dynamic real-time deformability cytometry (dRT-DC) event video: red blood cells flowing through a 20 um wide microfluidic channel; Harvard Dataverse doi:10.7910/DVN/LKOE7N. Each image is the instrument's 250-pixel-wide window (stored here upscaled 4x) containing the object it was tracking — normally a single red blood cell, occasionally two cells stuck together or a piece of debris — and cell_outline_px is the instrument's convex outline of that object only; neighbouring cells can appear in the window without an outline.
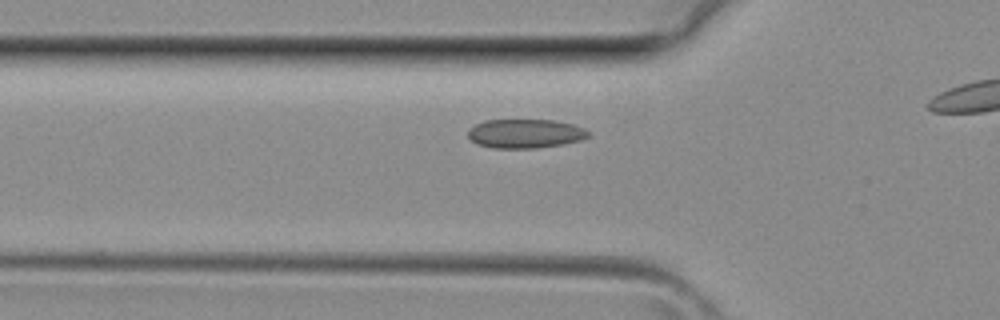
{"species": "common noctule bat (a hibernating species)", "species_latin": "Nyctalus noctula", "temperature_condition": "room temperature", "stored_images_in_passage": 8, "camera_frame_rate_fps": 3000, "um_per_image_px": 0.085, "animal": {"sex": "female", "body_mass_g": 29.2, "forearm_length_mm": 56.3}, "frame": {"image": 1, "passage_image": 4, "time_ms": 1.0, "image_size_px": [1000, 320], "cell_outline_px": [[588, 136], [580, 140], [564, 144], [536, 148], [492, 148], [476, 144], [468, 136], [468, 128], [484, 120], [552, 120], [572, 124], [584, 128], [588, 132]], "centroid_in_image_um": [44.6, 11.36], "position_along_channel_um": 81.2, "area_um2": 20.35}}
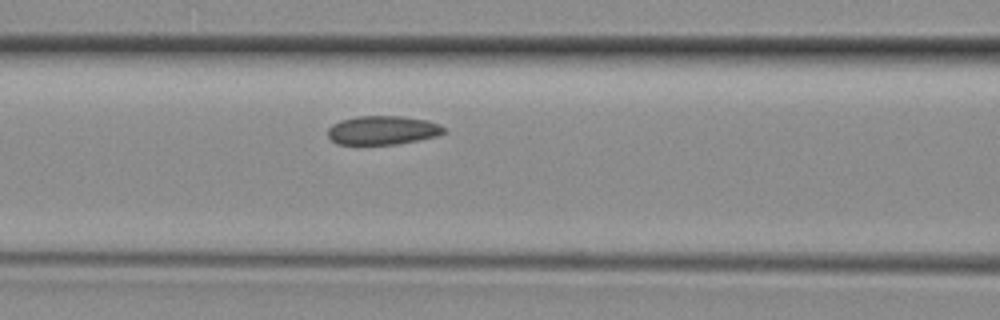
{"frame": {"image": 2, "passage_image": 7, "time_ms": 2.0, "image_size_px": [1000, 320], "cell_outline_px": [[448, 132], [436, 136], [396, 144], [336, 144], [328, 136], [328, 128], [332, 124], [340, 120], [356, 116], [404, 116], [428, 120], [440, 124]], "centroid_in_image_um": [32.53, 11.06], "position_along_channel_um": 134.1, "area_um2": 19.59}}